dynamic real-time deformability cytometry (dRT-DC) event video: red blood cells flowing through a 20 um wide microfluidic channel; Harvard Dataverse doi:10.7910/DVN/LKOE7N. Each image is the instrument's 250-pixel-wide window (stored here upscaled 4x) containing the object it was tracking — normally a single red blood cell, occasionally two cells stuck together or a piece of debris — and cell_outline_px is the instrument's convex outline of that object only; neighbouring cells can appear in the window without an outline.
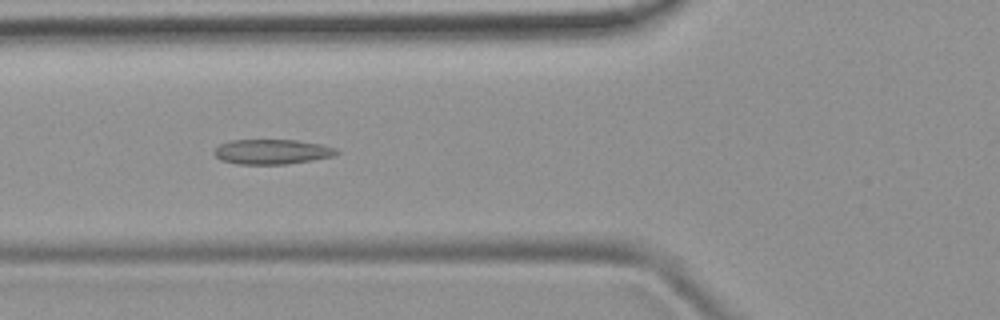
{"species": "common noctule bat (a hibernating species)", "species_latin": "Nyctalus noctula", "temperature_condition": "room temperature", "stored_images_in_passage": 38, "camera_frame_rate_fps": 3000, "um_per_image_px": 0.085, "animal": {"sex": "female", "body_mass_g": 19.9}, "frame": {"image": 1, "passage_image": 6, "time_ms": 1.667, "image_size_px": [1000, 320], "cell_outline_px": [[340, 152], [336, 156], [288, 164], [236, 164], [220, 160], [212, 152], [220, 144], [232, 140], [296, 140], [324, 144], [336, 148]], "centroid_in_image_um": [23.16, 12.9], "position_along_channel_um": 102.6, "area_um2": 17.98}}
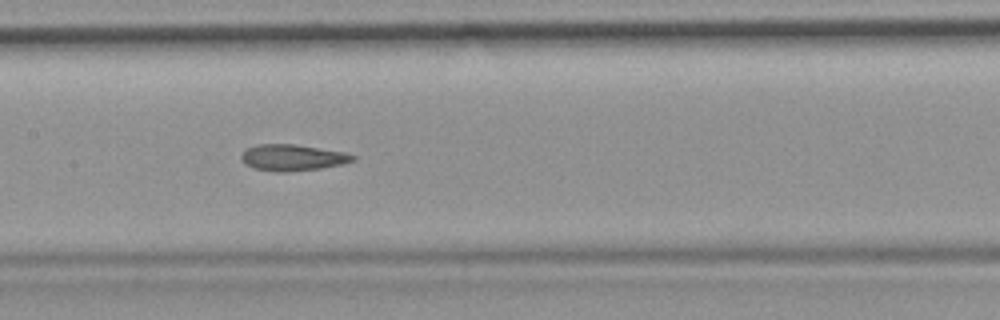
{"frame": {"image": 2, "passage_image": 12, "time_ms": 3.667, "image_size_px": [1000, 320], "cell_outline_px": [[356, 160], [344, 164], [320, 168], [288, 172], [276, 172], [252, 168], [244, 164], [240, 160], [240, 156], [244, 148], [256, 144], [296, 144], [344, 152], [356, 156]], "centroid_in_image_um": [24.81, 13.39], "position_along_channel_um": 182.6, "area_um2": 17.46}, "authors_computed_cell_mechanics": {"area_um2": 17.1377, "velocity_mm_per_s": 3.9812, "shape_relaxation_time_tau1_ms": null, "shape_relaxation_time_tau2_ms": 2.8221, "deformation_change_tau1": null, "deformation_change_tau2": 0.1049}}